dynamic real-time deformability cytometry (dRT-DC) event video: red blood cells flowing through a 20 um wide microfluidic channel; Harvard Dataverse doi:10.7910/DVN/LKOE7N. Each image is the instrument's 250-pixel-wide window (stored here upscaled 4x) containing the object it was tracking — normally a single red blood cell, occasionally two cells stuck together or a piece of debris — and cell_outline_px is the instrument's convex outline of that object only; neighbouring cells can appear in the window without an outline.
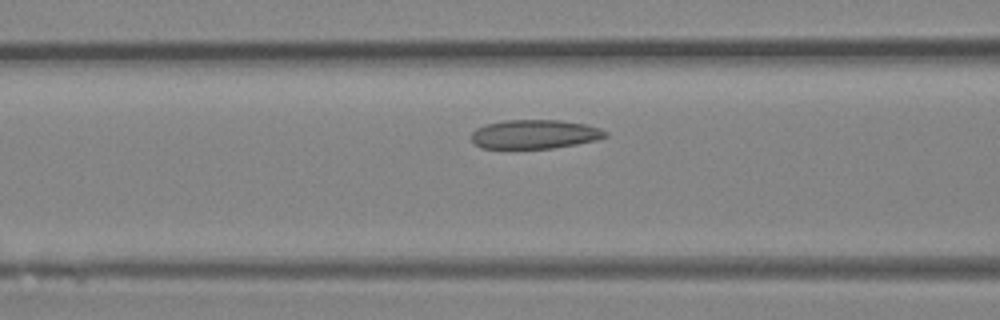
{"species": "Egyptian fruit bat (a non-hibernating species)", "species_latin": "Rousettus aegyptiacus", "temperature_condition": "room temperature", "stored_images_in_passage": 29, "camera_frame_rate_fps": 3000, "um_per_image_px": 0.085, "animal": {"sex": "female"}, "frame": {"image": 1, "passage_image": 8, "time_ms": 2.333, "image_size_px": [1000, 320], "cell_outline_px": [[608, 136], [596, 140], [576, 144], [552, 148], [480, 148], [472, 140], [472, 132], [476, 128], [484, 124], [504, 120], [560, 120], [584, 124], [600, 128], [608, 132]], "centroid_in_image_um": [45.44, 11.4], "position_along_channel_um": 121.2, "area_um2": 22.66}}
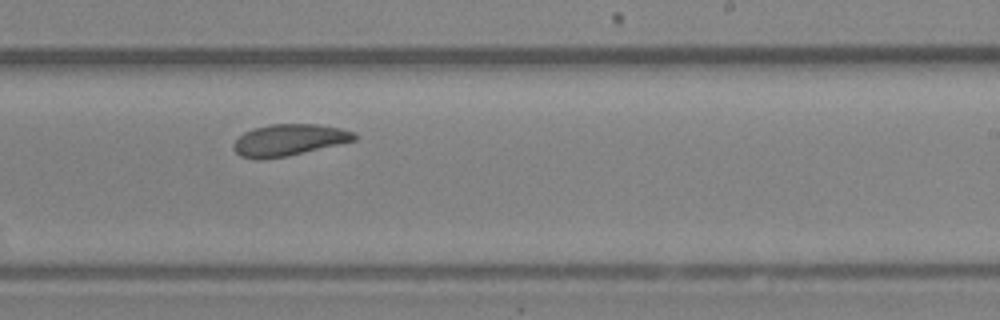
{"frame": {"image": 2, "passage_image": 17, "time_ms": 5.333, "image_size_px": [1000, 320], "cell_outline_px": [[356, 140], [284, 156], [260, 160], [240, 156], [232, 148], [232, 144], [244, 132], [256, 128], [272, 124], [320, 124], [340, 128], [356, 132]], "centroid_in_image_um": [24.55, 11.89], "position_along_channel_um": 264.5, "area_um2": 21.96}}
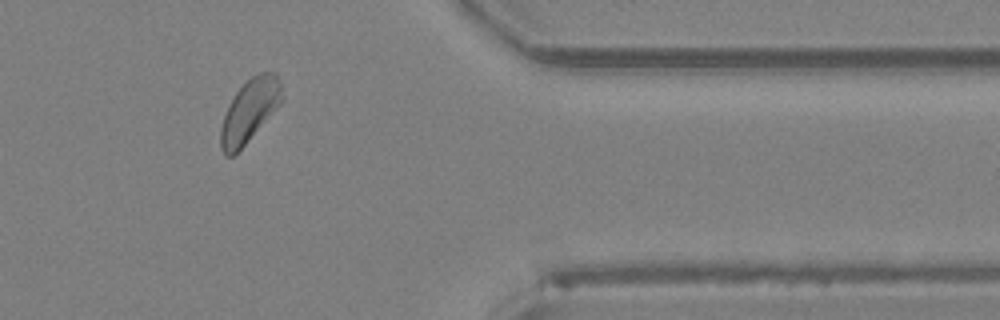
{"frame": {"image": 3, "passage_image": 26, "time_ms": 8.333, "image_size_px": [1000, 320], "cell_outline_px": [[284, 100], [244, 144], [232, 156], [224, 156], [220, 148], [220, 128], [228, 104], [236, 92], [252, 76], [260, 72], [276, 72], [280, 84]], "centroid_in_image_um": [21.2, 9.4], "position_along_channel_um": 390.2, "area_um2": 22.08}}